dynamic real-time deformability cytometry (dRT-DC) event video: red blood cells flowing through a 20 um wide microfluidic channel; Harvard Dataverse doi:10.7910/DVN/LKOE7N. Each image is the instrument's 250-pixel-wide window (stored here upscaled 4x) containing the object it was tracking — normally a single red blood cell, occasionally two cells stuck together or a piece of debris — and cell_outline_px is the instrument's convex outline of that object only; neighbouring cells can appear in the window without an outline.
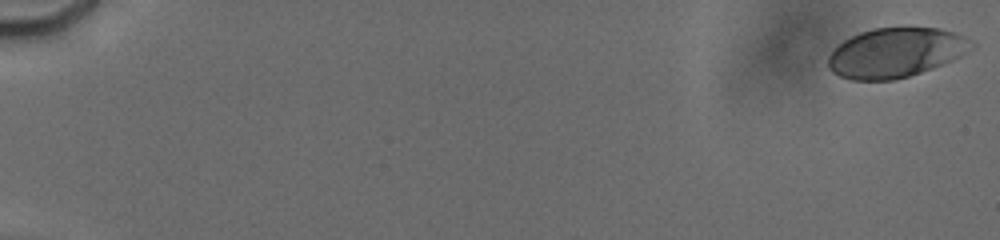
{"species": "human", "species_latin": "Homo sapiens", "temperature_condition": "cold", "stored_images_in_passage": 88, "camera_frame_rate_fps": 3000, "um_per_image_px": 0.085, "donor": {"sex": "male"}, "frame": {"image": 1, "passage_image": 1, "time_ms": 0.0, "image_size_px": [1000, 240], "cell_outline_px": [[976, 44], [960, 56], [952, 60], [932, 68], [896, 80], [852, 80], [840, 76], [832, 72], [828, 68], [828, 56], [844, 40], [860, 32], [872, 28], [940, 28], [964, 36]], "centroid_in_image_um": [76.12, 4.48], "position_along_channel_um": 8.9, "area_um2": 41.04}}
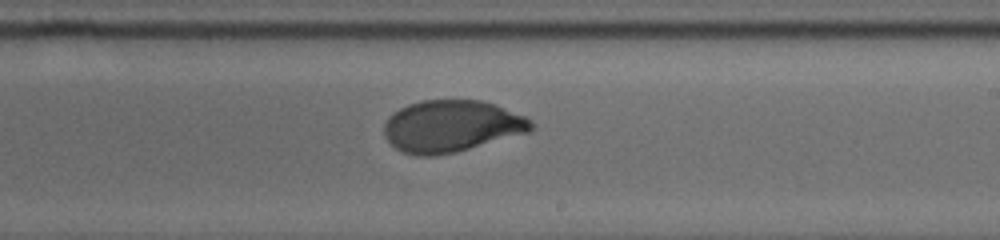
{"frame": {"image": 2, "passage_image": 53, "time_ms": 11.667, "image_size_px": [1000, 240], "cell_outline_px": [[536, 128], [528, 132], [456, 152], [436, 156], [416, 156], [404, 152], [396, 148], [384, 136], [384, 124], [388, 116], [392, 112], [408, 104], [420, 100], [480, 100], [496, 104], [524, 116], [532, 120]], "centroid_in_image_um": [38.37, 10.72], "position_along_channel_um": 250.6, "area_um2": 44.62}}
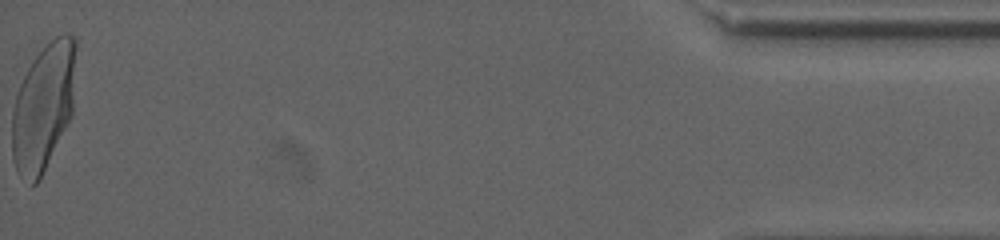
{"frame": {"image": 3, "passage_image": 88, "time_ms": 18.667, "image_size_px": [1000, 240], "cell_outline_px": [[76, 48], [72, 116], [40, 180], [36, 184], [32, 184], [16, 172], [12, 156], [12, 112], [16, 96], [20, 84], [32, 60], [56, 36], [68, 32], [76, 36]], "centroid_in_image_um": [3.7, 9.1], "position_along_channel_um": 431.5, "area_um2": 47.4}, "authors_computed_cell_mechanics": {"area_um2": 44.6216, "velocity_mm_per_s": 3.7844, "shape_relaxation_time_tau1_ms": 4.1839, "shape_relaxation_time_tau2_ms": null, "deformation_change_tau1": 0.1698, "deformation_change_tau2": null}}